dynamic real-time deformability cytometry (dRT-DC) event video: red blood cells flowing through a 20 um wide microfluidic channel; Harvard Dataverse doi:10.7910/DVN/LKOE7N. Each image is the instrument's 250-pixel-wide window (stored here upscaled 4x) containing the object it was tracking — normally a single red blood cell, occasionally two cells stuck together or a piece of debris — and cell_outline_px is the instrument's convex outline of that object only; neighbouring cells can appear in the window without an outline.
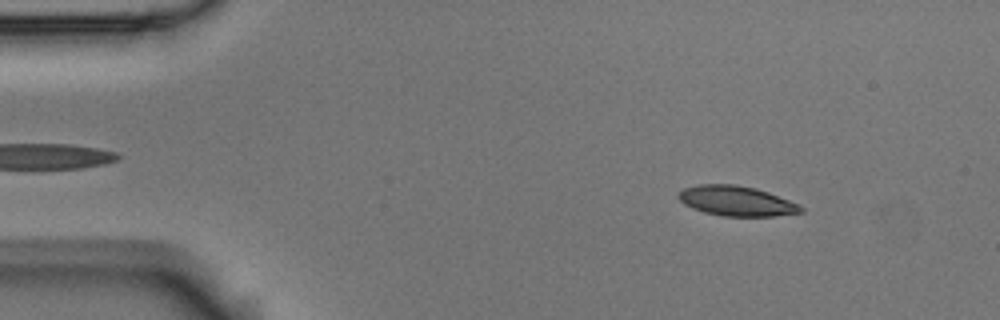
{"species": "Egyptian fruit bat (a non-hibernating species)", "species_latin": "Rousettus aegyptiacus", "temperature_condition": "room temperature", "stored_images_in_passage": 8, "camera_frame_rate_fps": 3000, "um_per_image_px": 0.085, "animal": {"sex": "male"}, "frame": {"image": 1, "passage_image": 1, "time_ms": 0.0, "image_size_px": [1000, 320], "cell_outline_px": [[804, 212], [776, 216], [720, 216], [704, 212], [692, 208], [684, 204], [676, 196], [684, 188], [700, 184], [736, 184], [756, 188], [768, 192], [800, 204], [804, 208]], "centroid_in_image_um": [62.62, 17.08], "position_along_channel_um": 22.4, "area_um2": 21.56}}
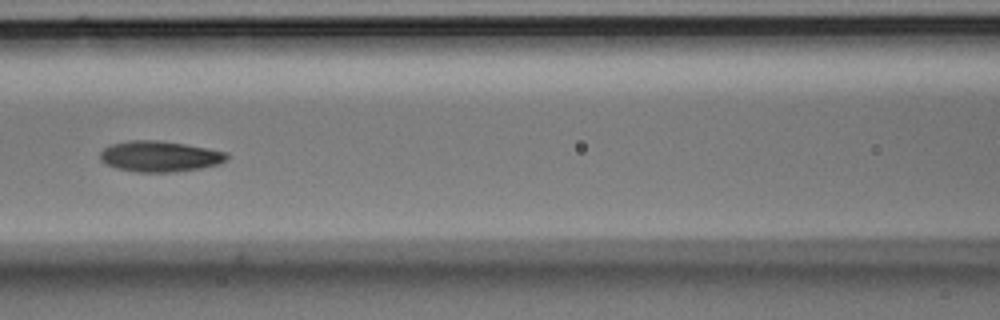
{"frame": {"image": 2, "passage_image": 5, "time_ms": 1.333, "image_size_px": [1000, 320], "cell_outline_px": [[228, 156], [220, 164], [200, 168], [176, 172], [136, 172], [116, 168], [100, 160], [100, 152], [104, 148], [112, 144], [128, 140], [156, 140], [184, 144], [208, 148], [228, 152]], "centroid_in_image_um": [13.58, 13.29], "position_along_channel_um": 153.0, "area_um2": 22.72}}
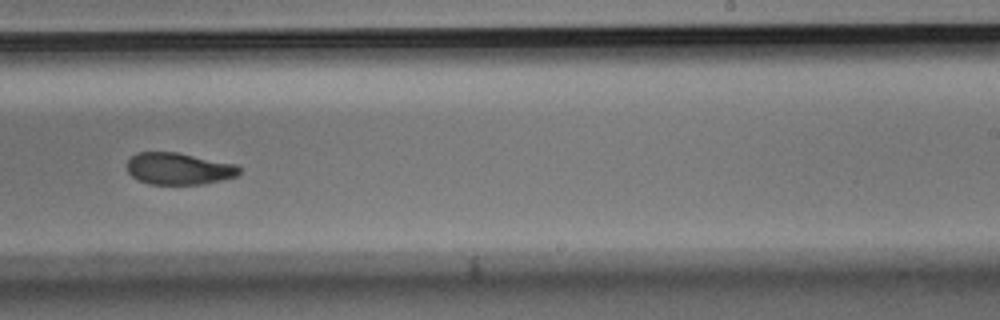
{"frame": {"image": 3, "passage_image": 8, "time_ms": 2.333, "image_size_px": [1000, 320], "cell_outline_px": [[240, 172], [236, 176], [200, 184], [148, 184], [132, 176], [128, 172], [128, 160], [136, 152], [176, 152], [236, 164], [240, 168]], "centroid_in_image_um": [15.17, 14.33], "position_along_channel_um": 273.8, "area_um2": 20.58}}